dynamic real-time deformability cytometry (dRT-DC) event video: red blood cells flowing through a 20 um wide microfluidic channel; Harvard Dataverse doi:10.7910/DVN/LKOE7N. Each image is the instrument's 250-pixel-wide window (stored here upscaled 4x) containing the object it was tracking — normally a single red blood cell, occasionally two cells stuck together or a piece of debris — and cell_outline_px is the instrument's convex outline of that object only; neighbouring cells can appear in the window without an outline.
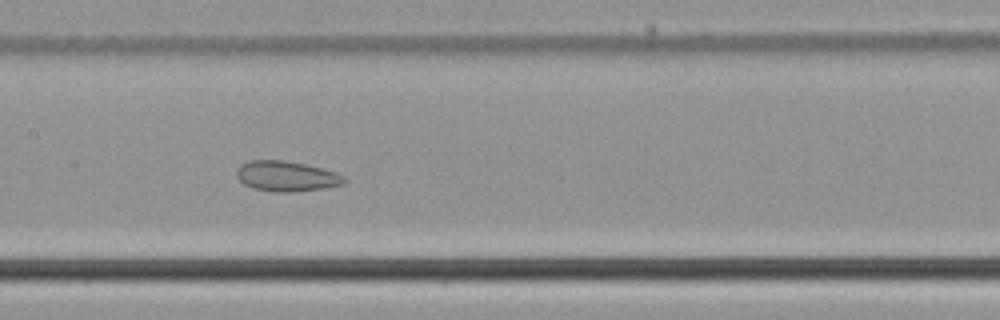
{"species": "common noctule bat (a hibernating species)", "species_latin": "Nyctalus noctula", "temperature_condition": "cold", "stored_images_in_passage": 58, "segment_of_instrument_passage": [1, 2], "camera_frame_rate_fps": 3000, "um_per_image_px": 0.085, "animal": {"sex": "male", "body_mass_g": 21.5, "forearm_length_mm": 52.0}, "frame": {"image": 1, "passage_image": 29, "time_ms": 9.333, "image_size_px": [1000, 320], "cell_outline_px": [[348, 180], [344, 184], [324, 188], [292, 192], [276, 192], [252, 188], [244, 184], [236, 176], [236, 172], [240, 164], [252, 160], [284, 160], [304, 164], [336, 172], [344, 176]], "centroid_in_image_um": [24.35, 14.98], "position_along_channel_um": 183.0, "area_um2": 19.02}}
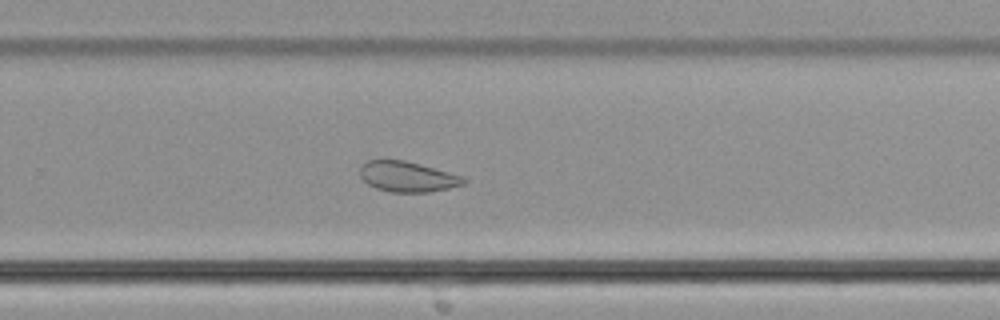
{"frame": {"image": 2, "passage_image": 38, "time_ms": 12.333, "image_size_px": [1000, 320], "cell_outline_px": [[468, 180], [464, 184], [448, 188], [428, 192], [392, 192], [376, 188], [368, 184], [360, 176], [360, 168], [368, 160], [404, 160], [448, 172], [460, 176]], "centroid_in_image_um": [34.62, 15.02], "position_along_channel_um": 295.2, "area_um2": 18.03}}
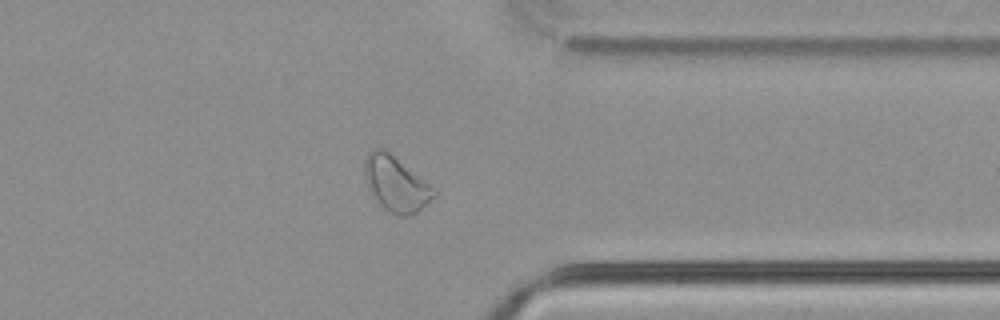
{"frame": {"image": 3, "passage_image": 45, "time_ms": 14.667, "image_size_px": [1000, 320], "cell_outline_px": [[436, 196], [416, 212], [408, 216], [396, 216], [384, 208], [376, 200], [368, 188], [364, 172], [364, 156], [372, 148], [380, 148], [388, 152], [428, 184], [436, 192]], "centroid_in_image_um": [33.6, 15.64], "position_along_channel_um": 377.8, "area_um2": 21.73}}